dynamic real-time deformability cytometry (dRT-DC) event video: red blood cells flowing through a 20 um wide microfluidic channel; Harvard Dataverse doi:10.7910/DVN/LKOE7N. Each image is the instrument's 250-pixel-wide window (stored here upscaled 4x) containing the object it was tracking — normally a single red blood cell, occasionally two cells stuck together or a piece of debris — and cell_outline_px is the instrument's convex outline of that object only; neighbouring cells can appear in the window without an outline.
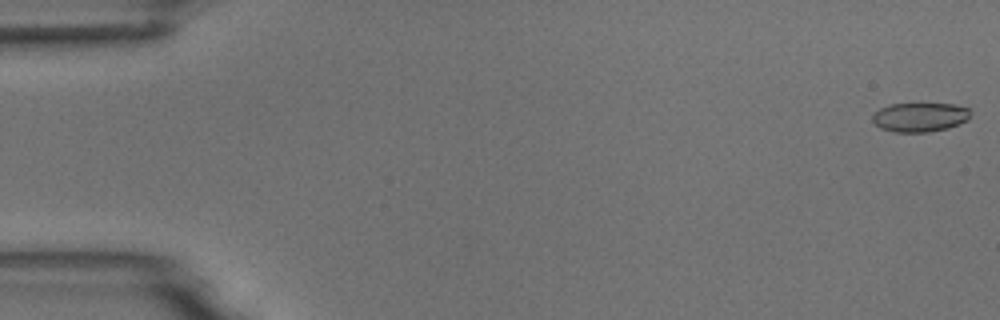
{"species": "common noctule bat (a hibernating species)", "species_latin": "Nyctalus noctula", "temperature_condition": "room temperature", "stored_images_in_passage": 4, "camera_frame_rate_fps": 3000, "um_per_image_px": 0.085, "animal": {"sex": "male", "body_mass_g": 18.8}, "frame": {"image": 1, "passage_image": 1, "time_ms": 0.0, "image_size_px": [1000, 320], "cell_outline_px": [[972, 112], [968, 120], [960, 124], [948, 128], [928, 132], [896, 132], [880, 128], [872, 120], [872, 116], [880, 108], [888, 104], [956, 104], [968, 108]], "centroid_in_image_um": [78.22, 9.96], "position_along_channel_um": 6.8, "area_um2": 16.76}}